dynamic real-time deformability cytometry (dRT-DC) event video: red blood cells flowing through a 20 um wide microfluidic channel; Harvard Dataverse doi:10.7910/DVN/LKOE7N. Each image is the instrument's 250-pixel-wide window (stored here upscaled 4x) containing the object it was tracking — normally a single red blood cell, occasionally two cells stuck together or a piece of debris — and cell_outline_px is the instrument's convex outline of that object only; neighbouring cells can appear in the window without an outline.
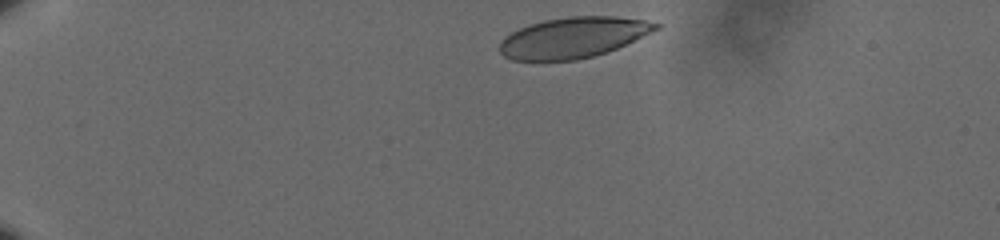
{"species": "human", "species_latin": "Homo sapiens", "temperature_condition": "cold", "stored_images_in_passage": 40, "camera_frame_rate_fps": 3000, "um_per_image_px": 0.085, "donor": {"sex": "male"}, "frame": {"image": 1, "passage_image": 2, "time_ms": 0.333, "image_size_px": [1000, 240], "cell_outline_px": [[660, 28], [616, 48], [592, 56], [576, 60], [512, 60], [504, 56], [500, 52], [500, 40], [504, 36], [528, 24], [544, 20], [568, 16], [616, 16], [644, 20], [660, 24]], "centroid_in_image_um": [48.68, 3.18], "position_along_channel_um": 36.3, "area_um2": 36.76}}
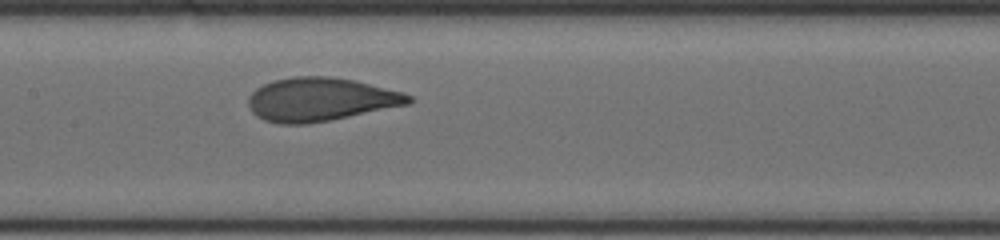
{"frame": {"image": 2, "passage_image": 21, "time_ms": 6.667, "image_size_px": [1000, 240], "cell_outline_px": [[412, 100], [408, 104], [328, 120], [304, 124], [280, 124], [264, 120], [256, 116], [252, 112], [248, 104], [248, 96], [256, 88], [272, 80], [292, 76], [332, 76], [356, 80], [404, 92], [412, 96]], "centroid_in_image_um": [27.21, 8.43], "position_along_channel_um": 180.2, "area_um2": 40.63}}
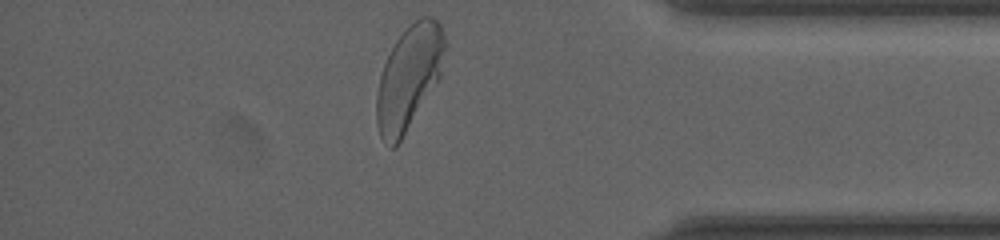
{"frame": {"image": 3, "passage_image": 40, "time_ms": 13.0, "image_size_px": [1000, 240], "cell_outline_px": [[444, 48], [440, 80], [396, 148], [392, 148], [380, 136], [376, 124], [376, 96], [380, 76], [384, 64], [396, 40], [404, 28], [408, 24], [420, 16], [432, 16], [440, 24], [444, 32]], "centroid_in_image_um": [34.76, 6.6], "position_along_channel_um": 400.4, "area_um2": 41.62}, "authors_computed_cell_mechanics": {"area_um2": 39.9976, "velocity_mm_per_s": 3.5567, "shape_relaxation_time_tau1_ms": 3.6822, "shape_relaxation_time_tau2_ms": null, "deformation_change_tau1": 0.1455, "deformation_change_tau2": null}}